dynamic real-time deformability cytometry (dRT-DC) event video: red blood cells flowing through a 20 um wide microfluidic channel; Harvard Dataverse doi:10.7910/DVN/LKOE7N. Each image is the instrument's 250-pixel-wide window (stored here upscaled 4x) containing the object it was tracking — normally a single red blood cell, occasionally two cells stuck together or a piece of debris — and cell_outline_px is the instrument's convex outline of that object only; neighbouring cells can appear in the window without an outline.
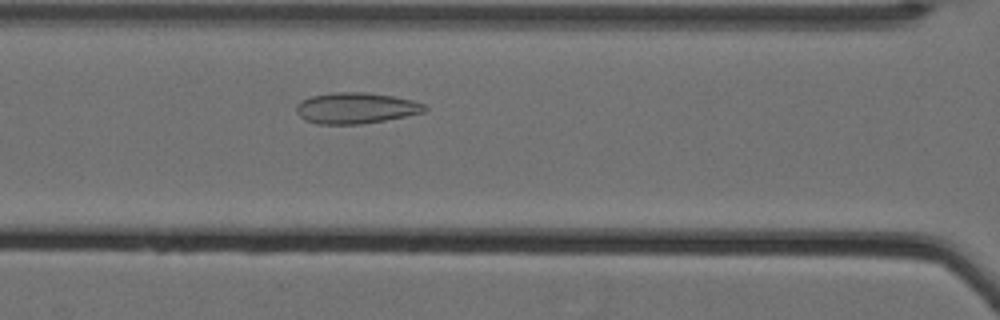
{"species": "Egyptian fruit bat (a non-hibernating species)", "species_latin": "Rousettus aegyptiacus", "temperature_condition": "cold", "stored_images_in_passage": 48, "camera_frame_rate_fps": 3000, "um_per_image_px": 0.085, "animal": {"sex": "female"}, "frame": {"image": 1, "passage_image": 17, "time_ms": 5.333, "image_size_px": [1000, 320], "cell_outline_px": [[428, 108], [424, 112], [364, 124], [316, 124], [304, 120], [296, 112], [296, 104], [312, 96], [336, 92], [368, 92], [392, 96], [412, 100], [424, 104]], "centroid_in_image_um": [30.24, 9.19], "position_along_channel_um": 136.4, "area_um2": 23.12}}
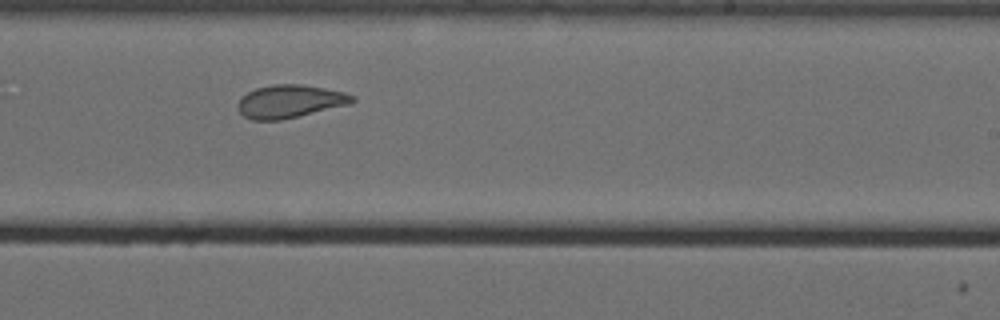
{"frame": {"image": 2, "passage_image": 28, "time_ms": 9.0, "image_size_px": [1000, 320], "cell_outline_px": [[356, 100], [352, 104], [280, 120], [252, 120], [244, 116], [240, 112], [236, 104], [240, 96], [256, 88], [272, 84], [300, 84], [324, 88], [344, 92], [356, 96]], "centroid_in_image_um": [24.64, 8.61], "position_along_channel_um": 264.4, "area_um2": 22.2}}
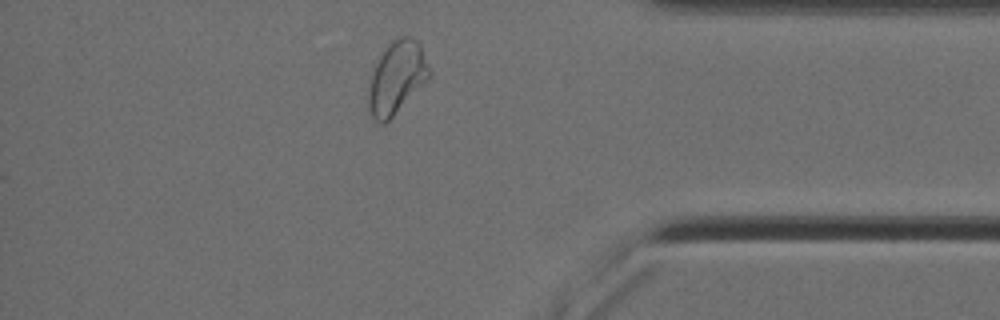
{"frame": {"image": 3, "passage_image": 41, "time_ms": 13.333, "image_size_px": [1000, 320], "cell_outline_px": [[432, 76], [384, 124], [380, 124], [368, 112], [368, 76], [372, 68], [388, 44], [392, 40], [400, 36], [408, 36], [416, 40], [420, 44], [432, 72]], "centroid_in_image_um": [33.7, 6.58], "position_along_channel_um": 401.5, "area_um2": 26.01}, "authors_computed_cell_mechanics": {"area_um2": 23.6691, "velocity_mm_per_s": 3.4975, "shape_relaxation_time_tau1_ms": null, "shape_relaxation_time_tau2_ms": 1.765, "deformation_change_tau1": null, "deformation_change_tau2": 0.0854}}